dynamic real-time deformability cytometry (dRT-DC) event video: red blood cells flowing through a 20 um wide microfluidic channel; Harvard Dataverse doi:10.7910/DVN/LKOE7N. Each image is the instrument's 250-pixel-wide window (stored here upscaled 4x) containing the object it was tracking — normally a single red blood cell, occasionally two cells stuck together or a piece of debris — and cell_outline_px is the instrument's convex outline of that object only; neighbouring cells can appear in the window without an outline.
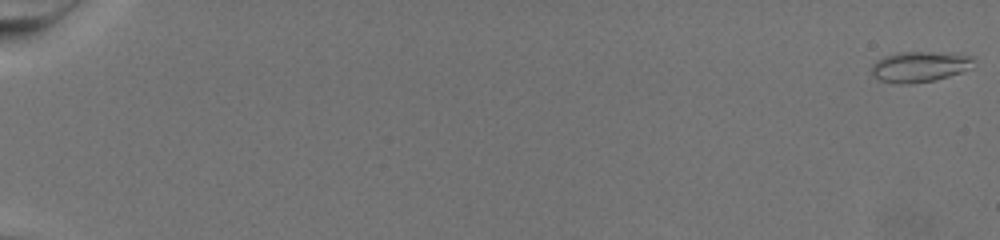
{"species": "common noctule bat (a hibernating species)", "species_latin": "Nyctalus noctula", "temperature_condition": "warm", "stored_images_in_passage": 77, "camera_frame_rate_fps": 3000, "um_per_image_px": 0.085, "animal": {"sex": "female", "body_mass_g": 19.5, "forearm_length_mm": 54.1}, "frame": {"image": 1, "passage_image": 1, "time_ms": 0.0, "image_size_px": [1000, 240], "cell_outline_px": [[972, 68], [948, 76], [932, 80], [908, 84], [900, 84], [880, 80], [872, 72], [872, 64], [876, 60], [884, 56], [900, 52], [928, 52], [972, 56]], "centroid_in_image_um": [78.13, 5.67], "position_along_channel_um": 6.9, "area_um2": 17.74}}
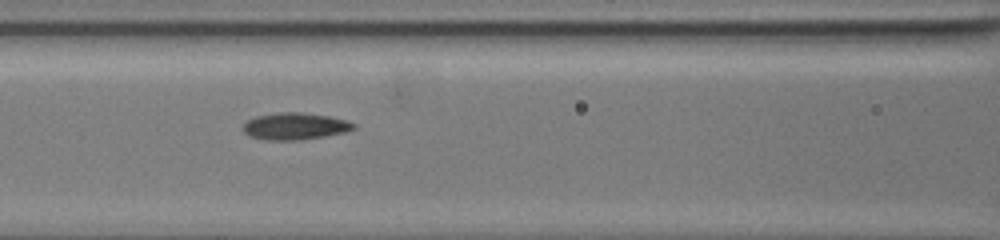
{"frame": {"image": 2, "passage_image": 39, "time_ms": 12.667, "image_size_px": [1000, 240], "cell_outline_px": [[356, 128], [344, 132], [324, 136], [300, 140], [264, 140], [248, 136], [244, 132], [244, 124], [248, 120], [256, 116], [280, 112], [300, 112], [328, 116], [344, 120], [356, 124]], "centroid_in_image_um": [25.05, 10.73], "position_along_channel_um": 141.6, "area_um2": 17.22}}
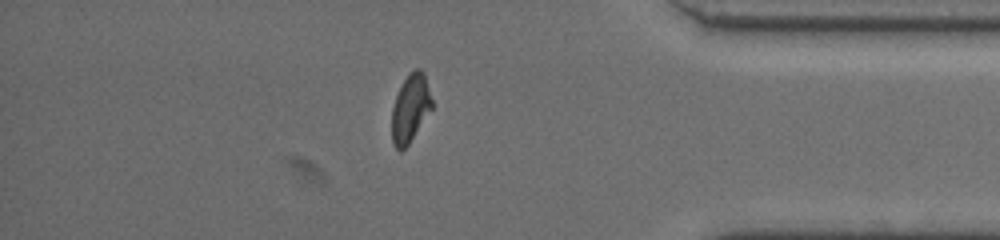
{"frame": {"image": 3, "passage_image": 68, "time_ms": 22.333, "image_size_px": [1000, 240], "cell_outline_px": [[432, 108], [408, 144], [400, 152], [396, 148], [392, 140], [392, 108], [396, 96], [408, 72], [416, 68], [420, 68], [424, 72], [432, 100]], "centroid_in_image_um": [34.88, 9.17], "position_along_channel_um": 400.3, "area_um2": 15.66}}